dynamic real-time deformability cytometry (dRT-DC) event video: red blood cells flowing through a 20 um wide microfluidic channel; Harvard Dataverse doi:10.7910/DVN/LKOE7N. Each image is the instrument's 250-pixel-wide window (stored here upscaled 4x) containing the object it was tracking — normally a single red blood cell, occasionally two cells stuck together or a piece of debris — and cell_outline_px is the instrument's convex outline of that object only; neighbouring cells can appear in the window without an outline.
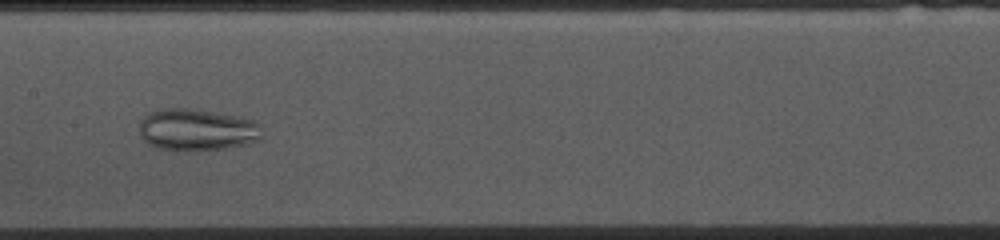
{"species": "common noctule bat (a hibernating species)", "species_latin": "Nyctalus noctula", "temperature_condition": "cold", "stored_images_in_passage": 53, "camera_frame_rate_fps": 3000, "um_per_image_px": 0.085, "animal": {"sex": "female", "body_mass_g": 10.0, "forearm_length_mm": 53.1}, "frame": {"image": 1, "passage_image": 25, "time_ms": 8.0, "image_size_px": [1000, 240], "cell_outline_px": [[260, 140], [248, 144], [228, 148], [160, 148], [148, 144], [140, 136], [140, 120], [144, 116], [152, 112], [164, 108], [192, 108], [240, 116], [252, 120], [260, 124]], "centroid_in_image_um": [16.76, 10.98], "position_along_channel_um": 190.6, "area_um2": 29.36}}
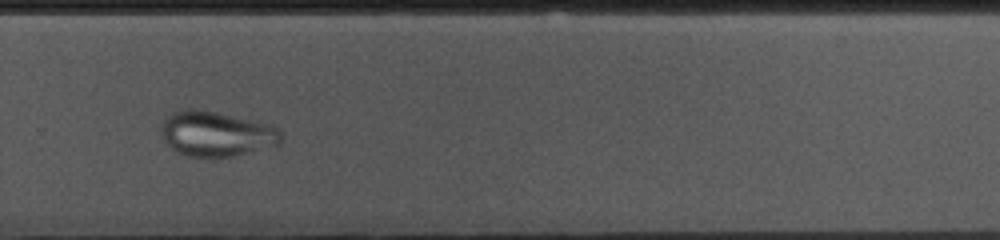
{"frame": {"image": 2, "passage_image": 35, "time_ms": 11.333, "image_size_px": [1000, 240], "cell_outline_px": [[280, 140], [276, 144], [236, 156], [188, 156], [172, 148], [164, 140], [160, 128], [164, 120], [172, 112], [188, 108], [196, 108], [216, 112], [268, 124], [276, 128], [280, 132]], "centroid_in_image_um": [18.33, 11.36], "position_along_channel_um": 311.5, "area_um2": 30.81}}
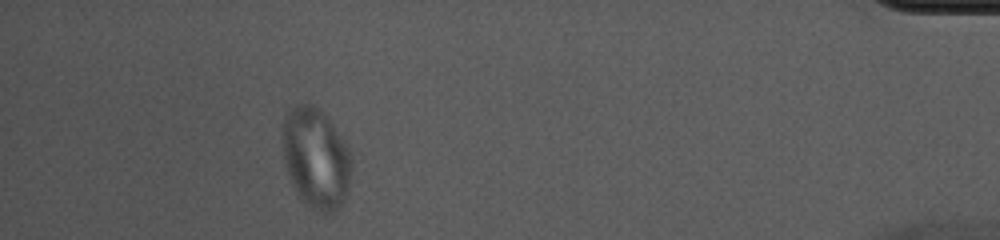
{"frame": {"image": 3, "passage_image": 48, "time_ms": 15.667, "image_size_px": [1000, 240], "cell_outline_px": [[352, 168], [348, 192], [340, 208], [336, 212], [320, 212], [312, 208], [300, 200], [292, 184], [288, 172], [284, 156], [284, 116], [296, 104], [312, 104], [328, 116], [348, 148], [352, 156]], "centroid_in_image_um": [26.9, 13.47], "position_along_channel_um": 408.3, "area_um2": 40.4}}